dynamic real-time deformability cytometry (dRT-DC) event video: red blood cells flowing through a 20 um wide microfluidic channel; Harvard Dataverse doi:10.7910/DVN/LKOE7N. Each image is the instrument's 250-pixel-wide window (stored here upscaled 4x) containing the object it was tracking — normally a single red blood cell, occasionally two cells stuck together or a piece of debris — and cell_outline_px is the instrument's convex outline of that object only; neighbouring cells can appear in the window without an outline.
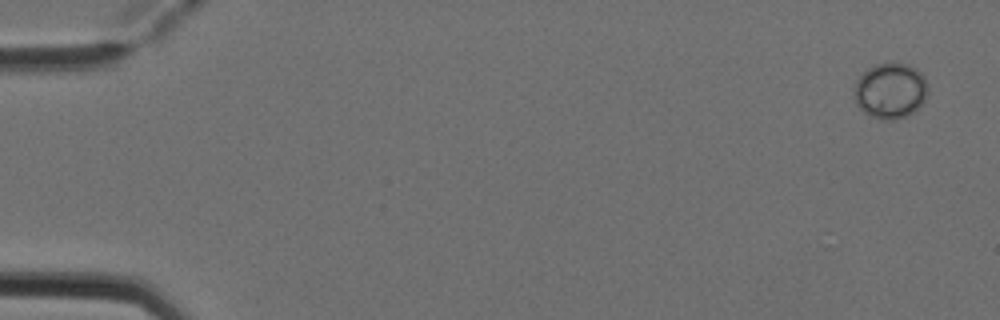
{"species": "Egyptian fruit bat (a non-hibernating species)", "species_latin": "Rousettus aegyptiacus", "temperature_condition": "cold", "stored_images_in_passage": 5, "camera_frame_rate_fps": 3000, "um_per_image_px": 0.085, "animal": {"sex": "female"}, "frame": {"image": 1, "passage_image": 1, "time_ms": 0.0, "image_size_px": [1000, 320], "cell_outline_px": [[928, 92], [924, 100], [908, 116], [892, 120], [880, 120], [864, 112], [856, 104], [852, 96], [852, 92], [856, 80], [868, 68], [876, 64], [892, 60], [896, 60], [908, 64], [916, 68], [924, 76], [928, 84]], "centroid_in_image_um": [75.66, 7.67], "position_along_channel_um": 9.3, "area_um2": 24.57}}
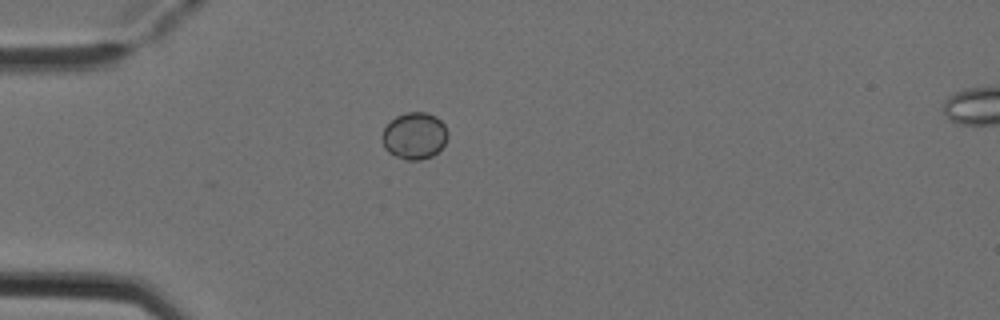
{"frame": {"image": 2, "passage_image": 4, "time_ms": 1.0, "image_size_px": [1000, 320], "cell_outline_px": [[448, 136], [444, 144], [432, 156], [420, 160], [404, 160], [388, 152], [384, 148], [380, 140], [380, 136], [384, 128], [396, 116], [408, 112], [428, 112], [436, 116], [444, 124], [448, 132]], "centroid_in_image_um": [35.2, 11.54], "position_along_channel_um": 49.8, "area_um2": 18.09}}